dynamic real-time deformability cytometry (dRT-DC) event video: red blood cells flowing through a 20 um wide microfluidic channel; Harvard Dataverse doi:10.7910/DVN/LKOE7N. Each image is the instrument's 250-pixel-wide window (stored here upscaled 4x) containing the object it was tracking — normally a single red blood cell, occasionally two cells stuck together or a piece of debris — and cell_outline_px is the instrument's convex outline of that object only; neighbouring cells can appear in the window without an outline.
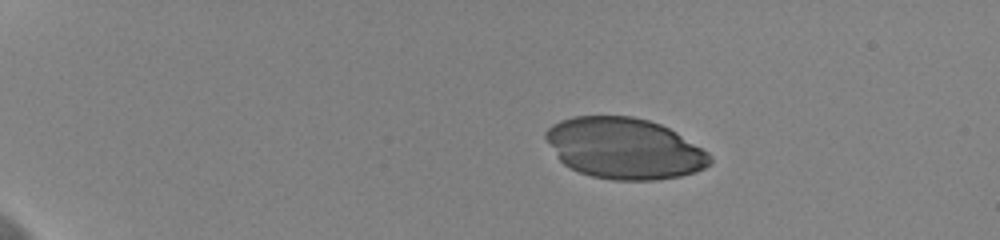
{"species": "human", "species_latin": "Homo sapiens", "temperature_condition": "cold", "stored_images_in_passage": 10, "camera_frame_rate_fps": 3000, "um_per_image_px": 0.085, "donor": {"sex": "female"}, "frame": {"image": 1, "passage_image": 4, "time_ms": 1.0, "image_size_px": [1000, 240], "cell_outline_px": [[712, 160], [704, 168], [696, 172], [680, 176], [656, 180], [612, 180], [592, 176], [580, 172], [564, 164], [556, 156], [544, 136], [544, 132], [552, 124], [560, 120], [572, 116], [632, 116], [648, 120], [660, 124], [676, 132], [708, 152], [712, 156]], "centroid_in_image_um": [53.06, 12.61], "position_along_channel_um": 31.9, "area_um2": 58.38}}